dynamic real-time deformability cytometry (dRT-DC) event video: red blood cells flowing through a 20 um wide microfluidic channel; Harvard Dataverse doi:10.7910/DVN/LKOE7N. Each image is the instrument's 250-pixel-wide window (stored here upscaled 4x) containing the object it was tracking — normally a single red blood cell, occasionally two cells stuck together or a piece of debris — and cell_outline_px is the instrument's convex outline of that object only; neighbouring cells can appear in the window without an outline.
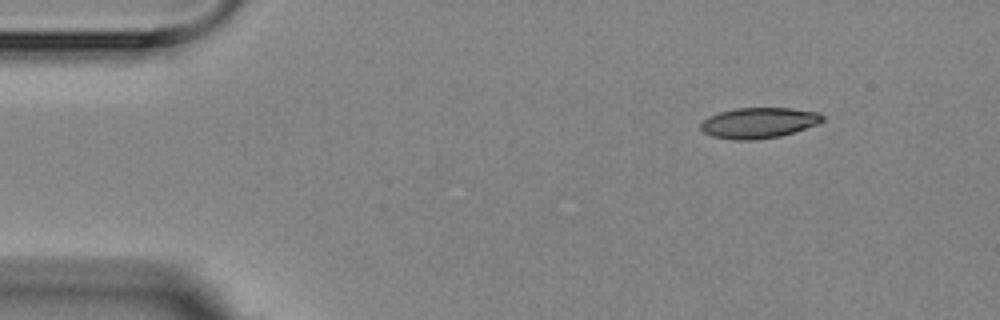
{"species": "Egyptian fruit bat (a non-hibernating species)", "species_latin": "Rousettus aegyptiacus", "temperature_condition": "room temperature", "stored_images_in_passage": 2, "camera_frame_rate_fps": 3000, "um_per_image_px": 0.085, "animal": {"sex": "female"}, "frame": {"image": 1, "passage_image": 1, "time_ms": 0.0, "image_size_px": [1000, 320], "cell_outline_px": [[824, 120], [816, 124], [780, 136], [756, 140], [736, 140], [712, 136], [704, 132], [700, 128], [700, 124], [708, 116], [720, 112], [736, 108], [792, 108], [820, 112], [824, 116]], "centroid_in_image_um": [64.49, 10.43], "position_along_channel_um": 20.5, "area_um2": 21.68}}